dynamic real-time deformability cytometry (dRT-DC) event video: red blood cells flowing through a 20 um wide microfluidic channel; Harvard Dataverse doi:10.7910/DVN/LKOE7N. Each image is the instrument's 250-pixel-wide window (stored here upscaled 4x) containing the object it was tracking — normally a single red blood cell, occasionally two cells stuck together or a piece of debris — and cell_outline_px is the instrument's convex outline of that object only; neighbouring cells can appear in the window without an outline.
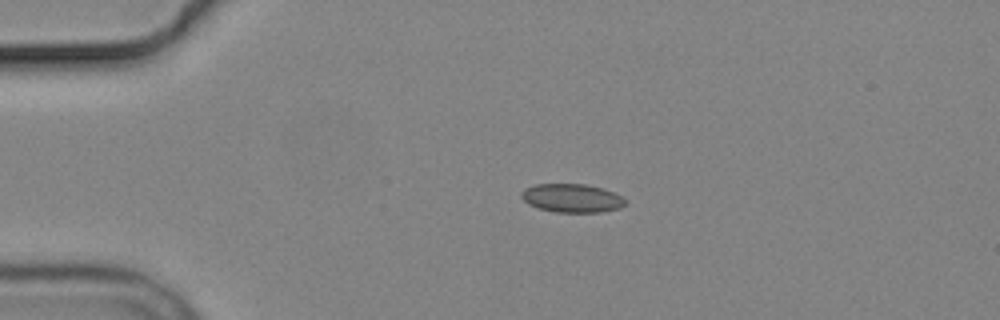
{"species": "common noctule bat (a hibernating species)", "species_latin": "Nyctalus noctula", "temperature_condition": "cold", "stored_images_in_passage": 4, "camera_frame_rate_fps": 3000, "um_per_image_px": 0.085, "animal": {"sex": "male", "body_mass_g": 19.2, "forearm_length_mm": 51.8}, "frame": {"image": 1, "passage_image": 3, "time_ms": 2.0, "image_size_px": [1000, 320], "cell_outline_px": [[628, 204], [620, 208], [600, 212], [556, 212], [540, 208], [528, 204], [520, 196], [520, 192], [524, 188], [536, 184], [584, 184], [604, 188], [616, 192]], "centroid_in_image_um": [48.62, 16.83], "position_along_channel_um": 36.4, "area_um2": 17.4}}